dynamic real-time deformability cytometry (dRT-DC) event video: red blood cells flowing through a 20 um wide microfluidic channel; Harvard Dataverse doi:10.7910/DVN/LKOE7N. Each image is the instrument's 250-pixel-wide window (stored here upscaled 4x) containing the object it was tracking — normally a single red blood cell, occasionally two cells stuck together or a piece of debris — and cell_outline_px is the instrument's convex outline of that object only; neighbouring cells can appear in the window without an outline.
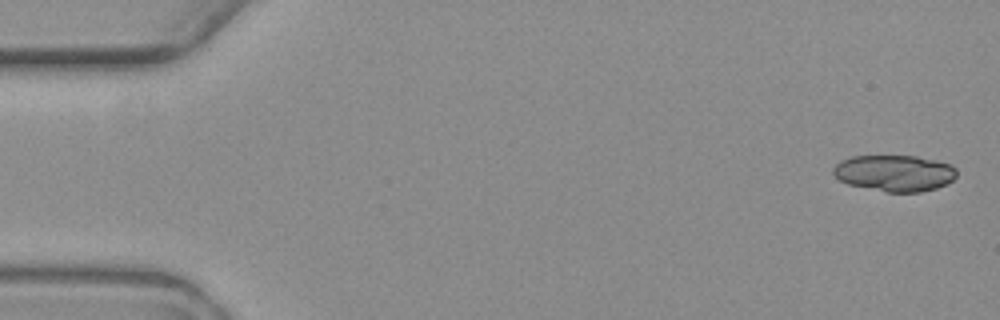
{"species": "common noctule bat (a hibernating species)", "species_latin": "Nyctalus noctula", "temperature_condition": "warm", "stored_images_in_passage": 4, "camera_frame_rate_fps": 3000, "um_per_image_px": 0.085, "animal": {"sex": "female", "body_mass_g": 19.3, "forearm_length_mm": 54.1}, "frame": {"image": 1, "passage_image": 1, "time_ms": 0.0, "image_size_px": [1000, 320], "cell_outline_px": [[956, 176], [948, 184], [936, 188], [920, 192], [888, 192], [848, 184], [840, 180], [832, 172], [832, 168], [840, 160], [852, 156], [916, 156], [936, 160], [948, 164], [956, 168]], "centroid_in_image_um": [76.03, 14.71], "position_along_channel_um": 9.0, "area_um2": 26.13}}